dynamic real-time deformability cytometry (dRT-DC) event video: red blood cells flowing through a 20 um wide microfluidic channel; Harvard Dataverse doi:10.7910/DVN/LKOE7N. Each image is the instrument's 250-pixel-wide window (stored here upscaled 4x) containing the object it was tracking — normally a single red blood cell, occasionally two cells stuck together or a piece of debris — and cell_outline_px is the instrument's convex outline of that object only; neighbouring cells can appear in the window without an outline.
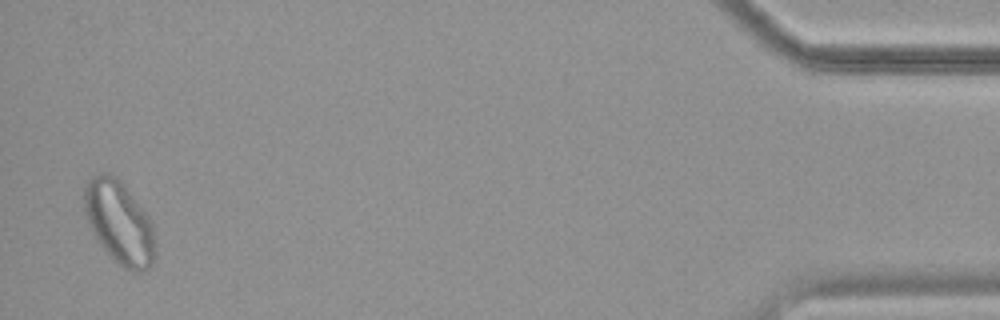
{"species": "common noctule bat (a hibernating species)", "species_latin": "Nyctalus noctula", "temperature_condition": "cold", "stored_images_in_passage": 47, "segment_of_instrument_passage": [2, 2], "camera_frame_rate_fps": 3000, "um_per_image_px": 0.085, "animal": {"sex": "female", "body_mass_g": 19.9}, "frame": {"image": 1, "passage_image": 46, "time_ms": 15.0, "image_size_px": [1000, 320], "cell_outline_px": [[156, 256], [152, 264], [148, 268], [140, 272], [132, 272], [124, 268], [100, 244], [88, 220], [84, 208], [84, 188], [88, 180], [92, 176], [100, 172], [108, 172], [116, 176], [124, 184], [148, 216], [152, 224], [156, 244]], "centroid_in_image_um": [10.17, 18.89], "position_along_channel_um": 425.0, "area_um2": 34.1}}